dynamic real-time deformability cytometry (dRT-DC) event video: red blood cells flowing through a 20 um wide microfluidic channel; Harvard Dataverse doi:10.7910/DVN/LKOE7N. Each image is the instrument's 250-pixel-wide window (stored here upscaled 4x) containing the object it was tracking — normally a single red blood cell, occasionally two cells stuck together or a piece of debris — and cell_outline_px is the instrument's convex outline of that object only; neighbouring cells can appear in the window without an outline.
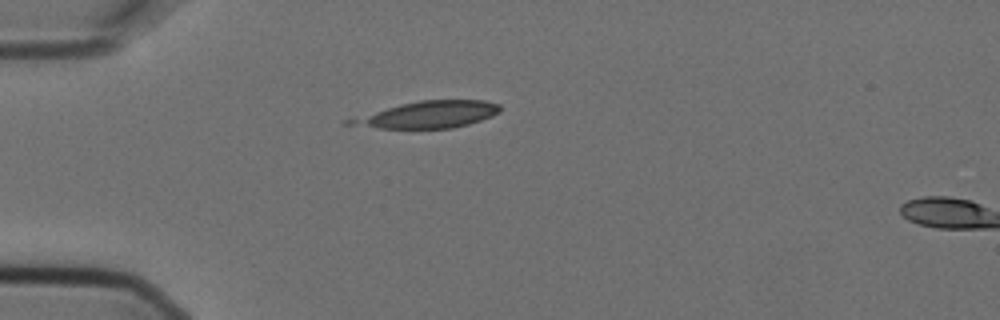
{"species": "Egyptian fruit bat (a non-hibernating species)", "species_latin": "Rousettus aegyptiacus", "temperature_condition": "cold", "stored_images_in_passage": 2, "camera_frame_rate_fps": 3000, "um_per_image_px": 0.085, "animal": {"sex": "female"}, "frame": {"image": 1, "passage_image": 1, "time_ms": 0.0, "image_size_px": [1000, 320], "cell_outline_px": [[500, 112], [492, 116], [468, 124], [452, 128], [380, 128], [368, 124], [364, 120], [376, 112], [400, 104], [420, 100], [484, 100], [500, 104]], "centroid_in_image_um": [36.87, 9.7], "position_along_channel_um": 48.1, "area_um2": 21.44}}